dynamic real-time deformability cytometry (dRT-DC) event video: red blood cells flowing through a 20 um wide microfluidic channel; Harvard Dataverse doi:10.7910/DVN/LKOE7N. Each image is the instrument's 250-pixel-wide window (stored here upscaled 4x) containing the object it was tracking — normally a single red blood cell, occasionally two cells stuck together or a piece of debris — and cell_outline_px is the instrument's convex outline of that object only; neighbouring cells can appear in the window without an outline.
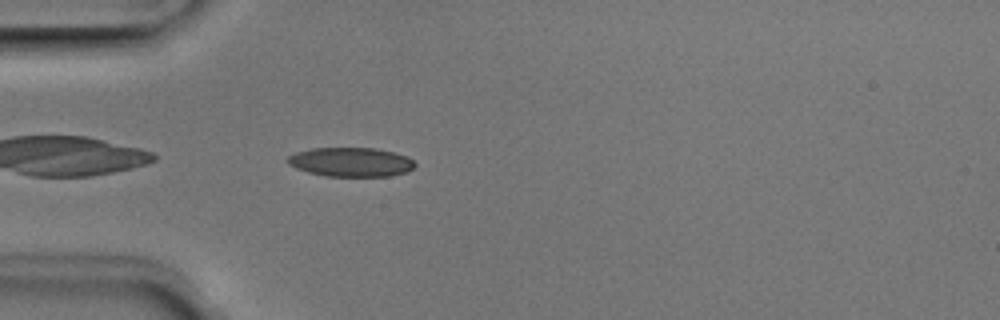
{"species": "Egyptian fruit bat (a non-hibernating species)", "species_latin": "Rousettus aegyptiacus", "temperature_condition": "room temperature", "stored_images_in_passage": 2, "camera_frame_rate_fps": 3000, "um_per_image_px": 0.085, "animal": {"sex": "male"}, "frame": {"image": 1, "passage_image": 2, "time_ms": 0.333, "image_size_px": [1000, 320], "cell_outline_px": [[416, 164], [408, 172], [388, 176], [328, 176], [308, 172], [296, 168], [288, 164], [284, 160], [288, 156], [296, 152], [312, 148], [376, 148], [408, 156]], "centroid_in_image_um": [29.81, 13.77], "position_along_channel_um": 55.2, "area_um2": 21.68}}